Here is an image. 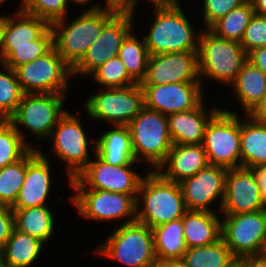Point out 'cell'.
<instances>
[{
	"label": "cell",
	"instance_id": "6da1fadb",
	"mask_svg": "<svg viewBox=\"0 0 266 267\" xmlns=\"http://www.w3.org/2000/svg\"><path fill=\"white\" fill-rule=\"evenodd\" d=\"M118 11L116 8H102L99 4H95L69 24L66 18L51 24L53 46L72 69L99 38L104 25Z\"/></svg>",
	"mask_w": 266,
	"mask_h": 267
},
{
	"label": "cell",
	"instance_id": "7a4b0ae2",
	"mask_svg": "<svg viewBox=\"0 0 266 267\" xmlns=\"http://www.w3.org/2000/svg\"><path fill=\"white\" fill-rule=\"evenodd\" d=\"M146 174L137 195L136 222L152 229L182 218L188 209L180 184L165 179L157 170L149 169Z\"/></svg>",
	"mask_w": 266,
	"mask_h": 267
},
{
	"label": "cell",
	"instance_id": "3957f363",
	"mask_svg": "<svg viewBox=\"0 0 266 267\" xmlns=\"http://www.w3.org/2000/svg\"><path fill=\"white\" fill-rule=\"evenodd\" d=\"M155 8V20L143 36L150 55L198 51L200 32H196L180 5Z\"/></svg>",
	"mask_w": 266,
	"mask_h": 267
},
{
	"label": "cell",
	"instance_id": "277c9868",
	"mask_svg": "<svg viewBox=\"0 0 266 267\" xmlns=\"http://www.w3.org/2000/svg\"><path fill=\"white\" fill-rule=\"evenodd\" d=\"M199 77L232 84L243 64L247 53L240 42L216 36L209 29H202L198 44Z\"/></svg>",
	"mask_w": 266,
	"mask_h": 267
},
{
	"label": "cell",
	"instance_id": "5b68a950",
	"mask_svg": "<svg viewBox=\"0 0 266 267\" xmlns=\"http://www.w3.org/2000/svg\"><path fill=\"white\" fill-rule=\"evenodd\" d=\"M127 126L131 133L135 160L140 161L142 157L152 165L153 171L158 170L173 145L168 117L144 105Z\"/></svg>",
	"mask_w": 266,
	"mask_h": 267
},
{
	"label": "cell",
	"instance_id": "8992f818",
	"mask_svg": "<svg viewBox=\"0 0 266 267\" xmlns=\"http://www.w3.org/2000/svg\"><path fill=\"white\" fill-rule=\"evenodd\" d=\"M70 186L75 191L71 202L84 219L107 222L127 218L122 224L136 222L138 194L87 189L76 177L70 180Z\"/></svg>",
	"mask_w": 266,
	"mask_h": 267
},
{
	"label": "cell",
	"instance_id": "52a82bcc",
	"mask_svg": "<svg viewBox=\"0 0 266 267\" xmlns=\"http://www.w3.org/2000/svg\"><path fill=\"white\" fill-rule=\"evenodd\" d=\"M95 252L127 267H152L157 260L153 231L138 222L121 224Z\"/></svg>",
	"mask_w": 266,
	"mask_h": 267
},
{
	"label": "cell",
	"instance_id": "ba28073f",
	"mask_svg": "<svg viewBox=\"0 0 266 267\" xmlns=\"http://www.w3.org/2000/svg\"><path fill=\"white\" fill-rule=\"evenodd\" d=\"M201 144L209 164L227 169L241 168L238 115L220 109L208 122Z\"/></svg>",
	"mask_w": 266,
	"mask_h": 267
},
{
	"label": "cell",
	"instance_id": "9c48e42d",
	"mask_svg": "<svg viewBox=\"0 0 266 267\" xmlns=\"http://www.w3.org/2000/svg\"><path fill=\"white\" fill-rule=\"evenodd\" d=\"M14 71L25 94H66L68 80L73 76L72 68L54 46L44 55L18 66Z\"/></svg>",
	"mask_w": 266,
	"mask_h": 267
},
{
	"label": "cell",
	"instance_id": "30bf717a",
	"mask_svg": "<svg viewBox=\"0 0 266 267\" xmlns=\"http://www.w3.org/2000/svg\"><path fill=\"white\" fill-rule=\"evenodd\" d=\"M223 218L221 238L237 259L265 254L266 209Z\"/></svg>",
	"mask_w": 266,
	"mask_h": 267
},
{
	"label": "cell",
	"instance_id": "8fae6325",
	"mask_svg": "<svg viewBox=\"0 0 266 267\" xmlns=\"http://www.w3.org/2000/svg\"><path fill=\"white\" fill-rule=\"evenodd\" d=\"M89 97L85 109L93 119L127 126L144 106V91L140 83L124 88H103Z\"/></svg>",
	"mask_w": 266,
	"mask_h": 267
},
{
	"label": "cell",
	"instance_id": "7c38bea8",
	"mask_svg": "<svg viewBox=\"0 0 266 267\" xmlns=\"http://www.w3.org/2000/svg\"><path fill=\"white\" fill-rule=\"evenodd\" d=\"M65 94H24L16 112L8 119L18 130L25 126L36 138L48 139L59 119L67 112L63 109Z\"/></svg>",
	"mask_w": 266,
	"mask_h": 267
},
{
	"label": "cell",
	"instance_id": "4fadbf2b",
	"mask_svg": "<svg viewBox=\"0 0 266 267\" xmlns=\"http://www.w3.org/2000/svg\"><path fill=\"white\" fill-rule=\"evenodd\" d=\"M87 132L84 131L80 119L67 111L53 128L49 141L52 140L53 152L66 163L69 183L91 161L88 154Z\"/></svg>",
	"mask_w": 266,
	"mask_h": 267
},
{
	"label": "cell",
	"instance_id": "5bb4252c",
	"mask_svg": "<svg viewBox=\"0 0 266 267\" xmlns=\"http://www.w3.org/2000/svg\"><path fill=\"white\" fill-rule=\"evenodd\" d=\"M134 12L118 11L103 27L99 38L72 69L73 76L92 74L109 59L118 56L124 39L133 29Z\"/></svg>",
	"mask_w": 266,
	"mask_h": 267
},
{
	"label": "cell",
	"instance_id": "9a60e30c",
	"mask_svg": "<svg viewBox=\"0 0 266 267\" xmlns=\"http://www.w3.org/2000/svg\"><path fill=\"white\" fill-rule=\"evenodd\" d=\"M202 82L199 77L198 52L181 51L149 56L147 71L140 85Z\"/></svg>",
	"mask_w": 266,
	"mask_h": 267
},
{
	"label": "cell",
	"instance_id": "2e32d148",
	"mask_svg": "<svg viewBox=\"0 0 266 267\" xmlns=\"http://www.w3.org/2000/svg\"><path fill=\"white\" fill-rule=\"evenodd\" d=\"M202 82L141 85L144 105L166 116L197 108L202 102Z\"/></svg>",
	"mask_w": 266,
	"mask_h": 267
},
{
	"label": "cell",
	"instance_id": "e0dca14e",
	"mask_svg": "<svg viewBox=\"0 0 266 267\" xmlns=\"http://www.w3.org/2000/svg\"><path fill=\"white\" fill-rule=\"evenodd\" d=\"M97 161H90L76 176L87 188L106 190L123 194H138L143 177L131 170L136 160L127 165H109L96 155Z\"/></svg>",
	"mask_w": 266,
	"mask_h": 267
},
{
	"label": "cell",
	"instance_id": "ac0fdd59",
	"mask_svg": "<svg viewBox=\"0 0 266 267\" xmlns=\"http://www.w3.org/2000/svg\"><path fill=\"white\" fill-rule=\"evenodd\" d=\"M227 172L225 167L208 164L194 176L182 180L179 184L187 209L215 212L209 207L220 198L221 210Z\"/></svg>",
	"mask_w": 266,
	"mask_h": 267
},
{
	"label": "cell",
	"instance_id": "d6986e66",
	"mask_svg": "<svg viewBox=\"0 0 266 267\" xmlns=\"http://www.w3.org/2000/svg\"><path fill=\"white\" fill-rule=\"evenodd\" d=\"M266 209L260 188L251 169H228L221 213L234 215Z\"/></svg>",
	"mask_w": 266,
	"mask_h": 267
},
{
	"label": "cell",
	"instance_id": "ffe728a7",
	"mask_svg": "<svg viewBox=\"0 0 266 267\" xmlns=\"http://www.w3.org/2000/svg\"><path fill=\"white\" fill-rule=\"evenodd\" d=\"M13 16L4 15L0 49L23 45H53L51 25L38 16L19 9Z\"/></svg>",
	"mask_w": 266,
	"mask_h": 267
},
{
	"label": "cell",
	"instance_id": "44dd1931",
	"mask_svg": "<svg viewBox=\"0 0 266 267\" xmlns=\"http://www.w3.org/2000/svg\"><path fill=\"white\" fill-rule=\"evenodd\" d=\"M50 162L39 148L26 154V175L17 200L11 209L46 205L51 188Z\"/></svg>",
	"mask_w": 266,
	"mask_h": 267
},
{
	"label": "cell",
	"instance_id": "7402d4cb",
	"mask_svg": "<svg viewBox=\"0 0 266 267\" xmlns=\"http://www.w3.org/2000/svg\"><path fill=\"white\" fill-rule=\"evenodd\" d=\"M208 164L207 155L202 144H173L167 159L157 171L165 179L180 183L185 178L197 174Z\"/></svg>",
	"mask_w": 266,
	"mask_h": 267
},
{
	"label": "cell",
	"instance_id": "603a6c76",
	"mask_svg": "<svg viewBox=\"0 0 266 267\" xmlns=\"http://www.w3.org/2000/svg\"><path fill=\"white\" fill-rule=\"evenodd\" d=\"M204 104L202 102L197 108L167 116L169 134L173 144L190 145L202 143L208 122L220 110L214 107L207 114Z\"/></svg>",
	"mask_w": 266,
	"mask_h": 267
},
{
	"label": "cell",
	"instance_id": "cb8c5ba5",
	"mask_svg": "<svg viewBox=\"0 0 266 267\" xmlns=\"http://www.w3.org/2000/svg\"><path fill=\"white\" fill-rule=\"evenodd\" d=\"M92 141L97 155L109 165H127L135 161L131 133L128 126L115 125Z\"/></svg>",
	"mask_w": 266,
	"mask_h": 267
},
{
	"label": "cell",
	"instance_id": "d4e9b609",
	"mask_svg": "<svg viewBox=\"0 0 266 267\" xmlns=\"http://www.w3.org/2000/svg\"><path fill=\"white\" fill-rule=\"evenodd\" d=\"M215 212L188 210L182 217L187 248L216 243L221 239V219Z\"/></svg>",
	"mask_w": 266,
	"mask_h": 267
},
{
	"label": "cell",
	"instance_id": "484cf974",
	"mask_svg": "<svg viewBox=\"0 0 266 267\" xmlns=\"http://www.w3.org/2000/svg\"><path fill=\"white\" fill-rule=\"evenodd\" d=\"M44 242L13 228L10 238L0 250L1 267H30L39 257Z\"/></svg>",
	"mask_w": 266,
	"mask_h": 267
},
{
	"label": "cell",
	"instance_id": "4316f807",
	"mask_svg": "<svg viewBox=\"0 0 266 267\" xmlns=\"http://www.w3.org/2000/svg\"><path fill=\"white\" fill-rule=\"evenodd\" d=\"M246 118L240 120L241 167L251 169L266 164V124Z\"/></svg>",
	"mask_w": 266,
	"mask_h": 267
},
{
	"label": "cell",
	"instance_id": "83f0119b",
	"mask_svg": "<svg viewBox=\"0 0 266 267\" xmlns=\"http://www.w3.org/2000/svg\"><path fill=\"white\" fill-rule=\"evenodd\" d=\"M231 85L246 115L266 95V75L248 60Z\"/></svg>",
	"mask_w": 266,
	"mask_h": 267
},
{
	"label": "cell",
	"instance_id": "f1b7e54d",
	"mask_svg": "<svg viewBox=\"0 0 266 267\" xmlns=\"http://www.w3.org/2000/svg\"><path fill=\"white\" fill-rule=\"evenodd\" d=\"M12 210L15 229L44 243L51 239L55 222L52 211L47 205Z\"/></svg>",
	"mask_w": 266,
	"mask_h": 267
},
{
	"label": "cell",
	"instance_id": "f546056e",
	"mask_svg": "<svg viewBox=\"0 0 266 267\" xmlns=\"http://www.w3.org/2000/svg\"><path fill=\"white\" fill-rule=\"evenodd\" d=\"M157 259H182L187 247L182 218L152 228Z\"/></svg>",
	"mask_w": 266,
	"mask_h": 267
},
{
	"label": "cell",
	"instance_id": "4dcf8cb0",
	"mask_svg": "<svg viewBox=\"0 0 266 267\" xmlns=\"http://www.w3.org/2000/svg\"><path fill=\"white\" fill-rule=\"evenodd\" d=\"M181 260L186 267H231L237 258L221 238L212 245L187 248Z\"/></svg>",
	"mask_w": 266,
	"mask_h": 267
},
{
	"label": "cell",
	"instance_id": "1f68e13d",
	"mask_svg": "<svg viewBox=\"0 0 266 267\" xmlns=\"http://www.w3.org/2000/svg\"><path fill=\"white\" fill-rule=\"evenodd\" d=\"M133 34L132 30L124 39L118 57L124 63L128 74L137 83H141L146 75L150 54L144 38L141 41Z\"/></svg>",
	"mask_w": 266,
	"mask_h": 267
},
{
	"label": "cell",
	"instance_id": "d6a6232c",
	"mask_svg": "<svg viewBox=\"0 0 266 267\" xmlns=\"http://www.w3.org/2000/svg\"><path fill=\"white\" fill-rule=\"evenodd\" d=\"M254 14V5L243 3L218 19L208 29L218 37L241 42L245 29Z\"/></svg>",
	"mask_w": 266,
	"mask_h": 267
},
{
	"label": "cell",
	"instance_id": "836d02e7",
	"mask_svg": "<svg viewBox=\"0 0 266 267\" xmlns=\"http://www.w3.org/2000/svg\"><path fill=\"white\" fill-rule=\"evenodd\" d=\"M9 120L0 119V169L22 159L32 148Z\"/></svg>",
	"mask_w": 266,
	"mask_h": 267
},
{
	"label": "cell",
	"instance_id": "e575fe53",
	"mask_svg": "<svg viewBox=\"0 0 266 267\" xmlns=\"http://www.w3.org/2000/svg\"><path fill=\"white\" fill-rule=\"evenodd\" d=\"M0 64L4 68L0 70V119L8 120L16 112L25 93L15 71L2 62Z\"/></svg>",
	"mask_w": 266,
	"mask_h": 267
},
{
	"label": "cell",
	"instance_id": "d590c367",
	"mask_svg": "<svg viewBox=\"0 0 266 267\" xmlns=\"http://www.w3.org/2000/svg\"><path fill=\"white\" fill-rule=\"evenodd\" d=\"M26 175V155L0 169V205L12 207L18 198Z\"/></svg>",
	"mask_w": 266,
	"mask_h": 267
},
{
	"label": "cell",
	"instance_id": "8d00e7d4",
	"mask_svg": "<svg viewBox=\"0 0 266 267\" xmlns=\"http://www.w3.org/2000/svg\"><path fill=\"white\" fill-rule=\"evenodd\" d=\"M91 75L104 88H124L137 84L118 56L103 63Z\"/></svg>",
	"mask_w": 266,
	"mask_h": 267
},
{
	"label": "cell",
	"instance_id": "74e56055",
	"mask_svg": "<svg viewBox=\"0 0 266 267\" xmlns=\"http://www.w3.org/2000/svg\"><path fill=\"white\" fill-rule=\"evenodd\" d=\"M20 10L46 20L50 25L67 18L69 0H22Z\"/></svg>",
	"mask_w": 266,
	"mask_h": 267
},
{
	"label": "cell",
	"instance_id": "f35d334b",
	"mask_svg": "<svg viewBox=\"0 0 266 267\" xmlns=\"http://www.w3.org/2000/svg\"><path fill=\"white\" fill-rule=\"evenodd\" d=\"M52 47L53 45H23L14 46V49H0V62L15 70L44 55Z\"/></svg>",
	"mask_w": 266,
	"mask_h": 267
},
{
	"label": "cell",
	"instance_id": "ab89813d",
	"mask_svg": "<svg viewBox=\"0 0 266 267\" xmlns=\"http://www.w3.org/2000/svg\"><path fill=\"white\" fill-rule=\"evenodd\" d=\"M240 44L247 54L253 49L266 47V16L253 15Z\"/></svg>",
	"mask_w": 266,
	"mask_h": 267
},
{
	"label": "cell",
	"instance_id": "60d3db41",
	"mask_svg": "<svg viewBox=\"0 0 266 267\" xmlns=\"http://www.w3.org/2000/svg\"><path fill=\"white\" fill-rule=\"evenodd\" d=\"M243 3V0H204L202 16L206 29Z\"/></svg>",
	"mask_w": 266,
	"mask_h": 267
},
{
	"label": "cell",
	"instance_id": "b9f144b4",
	"mask_svg": "<svg viewBox=\"0 0 266 267\" xmlns=\"http://www.w3.org/2000/svg\"><path fill=\"white\" fill-rule=\"evenodd\" d=\"M14 228V214L11 207L0 205V250L5 246Z\"/></svg>",
	"mask_w": 266,
	"mask_h": 267
},
{
	"label": "cell",
	"instance_id": "7bdbcfd3",
	"mask_svg": "<svg viewBox=\"0 0 266 267\" xmlns=\"http://www.w3.org/2000/svg\"><path fill=\"white\" fill-rule=\"evenodd\" d=\"M247 60L266 75V47L256 48L247 54Z\"/></svg>",
	"mask_w": 266,
	"mask_h": 267
},
{
	"label": "cell",
	"instance_id": "ee69618b",
	"mask_svg": "<svg viewBox=\"0 0 266 267\" xmlns=\"http://www.w3.org/2000/svg\"><path fill=\"white\" fill-rule=\"evenodd\" d=\"M253 171L257 184L260 188L261 200L266 207V164H261L251 168Z\"/></svg>",
	"mask_w": 266,
	"mask_h": 267
},
{
	"label": "cell",
	"instance_id": "f6af8a7d",
	"mask_svg": "<svg viewBox=\"0 0 266 267\" xmlns=\"http://www.w3.org/2000/svg\"><path fill=\"white\" fill-rule=\"evenodd\" d=\"M247 116L259 123L266 124V95L252 108Z\"/></svg>",
	"mask_w": 266,
	"mask_h": 267
},
{
	"label": "cell",
	"instance_id": "bcb514c9",
	"mask_svg": "<svg viewBox=\"0 0 266 267\" xmlns=\"http://www.w3.org/2000/svg\"><path fill=\"white\" fill-rule=\"evenodd\" d=\"M105 2L106 7L116 8L119 11H136V0H105Z\"/></svg>",
	"mask_w": 266,
	"mask_h": 267
},
{
	"label": "cell",
	"instance_id": "7dc6e473",
	"mask_svg": "<svg viewBox=\"0 0 266 267\" xmlns=\"http://www.w3.org/2000/svg\"><path fill=\"white\" fill-rule=\"evenodd\" d=\"M247 267H266V254L246 256L240 259Z\"/></svg>",
	"mask_w": 266,
	"mask_h": 267
},
{
	"label": "cell",
	"instance_id": "c3c4849f",
	"mask_svg": "<svg viewBox=\"0 0 266 267\" xmlns=\"http://www.w3.org/2000/svg\"><path fill=\"white\" fill-rule=\"evenodd\" d=\"M152 267H186L181 259L160 260L157 259Z\"/></svg>",
	"mask_w": 266,
	"mask_h": 267
},
{
	"label": "cell",
	"instance_id": "681fc988",
	"mask_svg": "<svg viewBox=\"0 0 266 267\" xmlns=\"http://www.w3.org/2000/svg\"><path fill=\"white\" fill-rule=\"evenodd\" d=\"M138 1L136 0V5H138ZM148 2H151L154 7L177 6L180 4L178 0H148Z\"/></svg>",
	"mask_w": 266,
	"mask_h": 267
},
{
	"label": "cell",
	"instance_id": "f907efd6",
	"mask_svg": "<svg viewBox=\"0 0 266 267\" xmlns=\"http://www.w3.org/2000/svg\"><path fill=\"white\" fill-rule=\"evenodd\" d=\"M254 11L258 15L266 16V0H258L254 4Z\"/></svg>",
	"mask_w": 266,
	"mask_h": 267
},
{
	"label": "cell",
	"instance_id": "816d5d0a",
	"mask_svg": "<svg viewBox=\"0 0 266 267\" xmlns=\"http://www.w3.org/2000/svg\"><path fill=\"white\" fill-rule=\"evenodd\" d=\"M231 267H247L240 259H237Z\"/></svg>",
	"mask_w": 266,
	"mask_h": 267
},
{
	"label": "cell",
	"instance_id": "f5cc1de1",
	"mask_svg": "<svg viewBox=\"0 0 266 267\" xmlns=\"http://www.w3.org/2000/svg\"><path fill=\"white\" fill-rule=\"evenodd\" d=\"M70 1H73V2L83 6V5H86L91 0H70Z\"/></svg>",
	"mask_w": 266,
	"mask_h": 267
},
{
	"label": "cell",
	"instance_id": "db71d44e",
	"mask_svg": "<svg viewBox=\"0 0 266 267\" xmlns=\"http://www.w3.org/2000/svg\"><path fill=\"white\" fill-rule=\"evenodd\" d=\"M3 21H4V15L0 16V46H1V30H2Z\"/></svg>",
	"mask_w": 266,
	"mask_h": 267
},
{
	"label": "cell",
	"instance_id": "11a10c76",
	"mask_svg": "<svg viewBox=\"0 0 266 267\" xmlns=\"http://www.w3.org/2000/svg\"><path fill=\"white\" fill-rule=\"evenodd\" d=\"M258 0H243L244 3L254 5Z\"/></svg>",
	"mask_w": 266,
	"mask_h": 267
},
{
	"label": "cell",
	"instance_id": "9f6ffc18",
	"mask_svg": "<svg viewBox=\"0 0 266 267\" xmlns=\"http://www.w3.org/2000/svg\"><path fill=\"white\" fill-rule=\"evenodd\" d=\"M4 2H6V0H0V4H2V3H4Z\"/></svg>",
	"mask_w": 266,
	"mask_h": 267
}]
</instances>
